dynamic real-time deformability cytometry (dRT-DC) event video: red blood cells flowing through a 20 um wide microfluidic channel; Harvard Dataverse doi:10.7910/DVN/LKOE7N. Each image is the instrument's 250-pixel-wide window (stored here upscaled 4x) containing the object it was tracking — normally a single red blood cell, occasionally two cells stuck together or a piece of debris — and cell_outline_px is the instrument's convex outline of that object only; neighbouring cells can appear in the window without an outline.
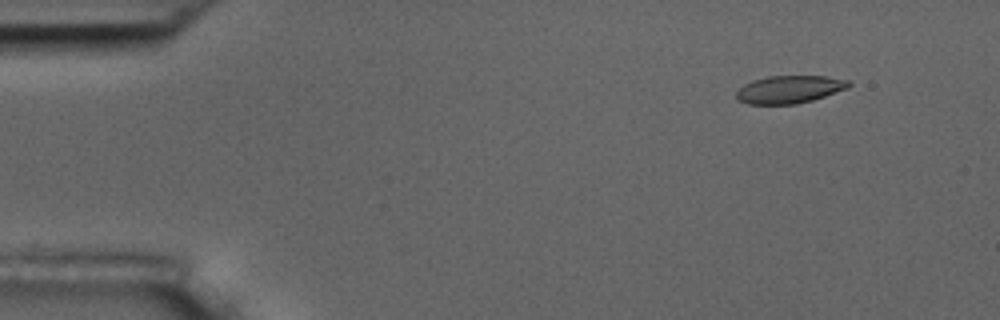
{"species": "common noctule bat (a hibernating species)", "species_latin": "Nyctalus noctula", "temperature_condition": "room temperature", "stored_images_in_passage": 4, "camera_frame_rate_fps": 3000, "um_per_image_px": 0.085, "animal": {"sex": "male", "body_mass_g": 17.5, "forearm_length_mm": 52.3}, "frame": {"image": 1, "passage_image": 2, "time_ms": 1.0, "image_size_px": [1000, 320], "cell_outline_px": [[852, 84], [848, 88], [812, 100], [796, 104], [748, 104], [736, 100], [736, 92], [744, 84], [752, 80], [768, 76], [824, 76], [848, 80]], "centroid_in_image_um": [67.07, 7.6], "position_along_channel_um": 17.9, "area_um2": 18.15}}
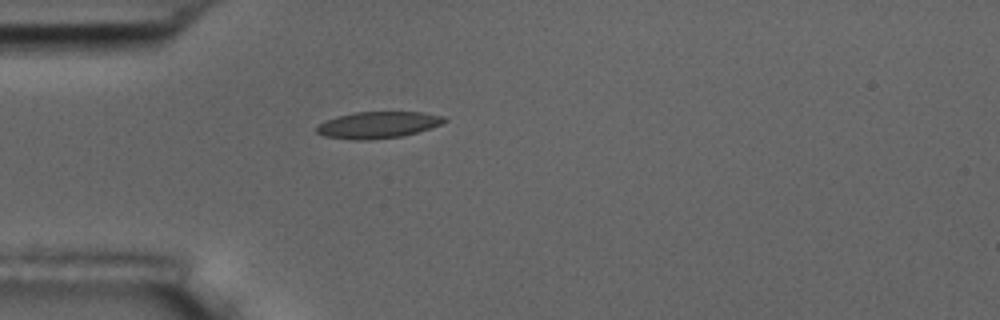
{"frame": {"image": 2, "passage_image": 4, "time_ms": 4.333, "image_size_px": [1000, 320], "cell_outline_px": [[448, 120], [440, 124], [404, 136], [368, 140], [352, 140], [324, 136], [316, 132], [316, 128], [324, 120], [336, 116], [356, 112], [424, 112], [444, 116]], "centroid_in_image_um": [32.1, 10.61], "position_along_channel_um": 52.9, "area_um2": 19.83}}